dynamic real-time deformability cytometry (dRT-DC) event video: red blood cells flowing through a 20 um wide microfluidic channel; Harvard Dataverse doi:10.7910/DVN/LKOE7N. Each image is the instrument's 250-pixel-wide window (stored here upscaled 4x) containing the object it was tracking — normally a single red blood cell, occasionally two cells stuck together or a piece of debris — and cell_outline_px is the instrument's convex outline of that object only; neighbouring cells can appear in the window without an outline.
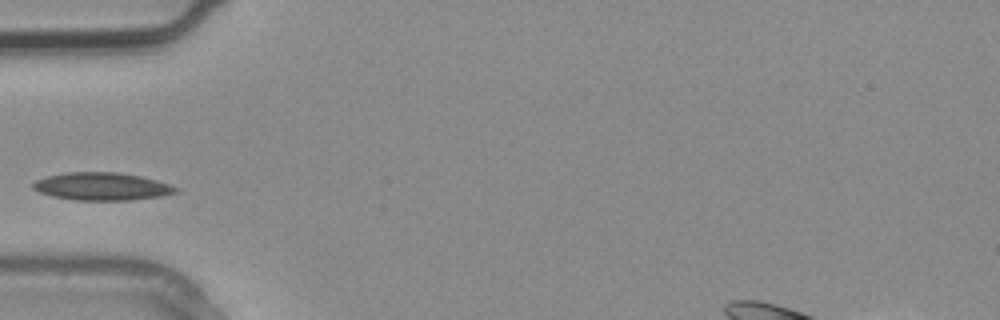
{"species": "common noctule bat (a hibernating species)", "species_latin": "Nyctalus noctula", "temperature_condition": "warm", "stored_images_in_passage": 1, "camera_frame_rate_fps": 3000, "um_per_image_px": 0.085, "animal": {"sex": "male", "body_mass_g": 20.4}, "frame": {"image": 1, "passage_image": 1, "time_ms": 0.0, "image_size_px": [1000, 320], "cell_outline_px": [[180, 188], [176, 192], [160, 196], [132, 200], [76, 200], [52, 196], [40, 192], [32, 188], [32, 184], [36, 180], [48, 176], [64, 172], [116, 172], [140, 176], [156, 180]], "centroid_in_image_um": [8.65, 15.84], "position_along_channel_um": 76.4, "area_um2": 22.95}}